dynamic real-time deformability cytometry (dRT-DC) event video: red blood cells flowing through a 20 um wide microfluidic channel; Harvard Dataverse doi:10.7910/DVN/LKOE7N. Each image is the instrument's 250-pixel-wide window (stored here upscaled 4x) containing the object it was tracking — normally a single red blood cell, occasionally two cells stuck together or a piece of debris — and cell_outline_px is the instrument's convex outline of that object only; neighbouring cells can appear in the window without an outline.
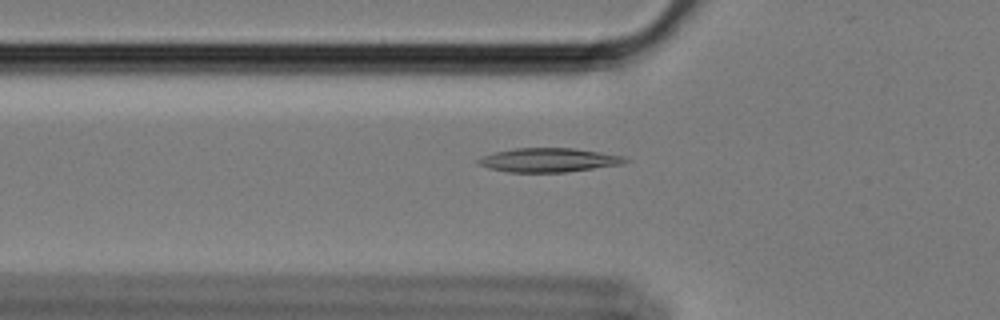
{"species": "Egyptian fruit bat (a non-hibernating species)", "species_latin": "Rousettus aegyptiacus", "temperature_condition": "cold", "stored_images_in_passage": 57, "camera_frame_rate_fps": 3000, "um_per_image_px": 0.085, "animal": {"sex": "female"}, "frame": {"image": 1, "passage_image": 18, "time_ms": 5.667, "image_size_px": [1000, 320], "cell_outline_px": [[632, 160], [624, 164], [564, 172], [508, 172], [488, 168], [476, 164], [476, 160], [480, 156], [496, 152], [516, 148], [572, 148], [600, 152], [624, 156]], "centroid_in_image_um": [46.63, 13.6], "position_along_channel_um": 79.2, "area_um2": 20.63}}
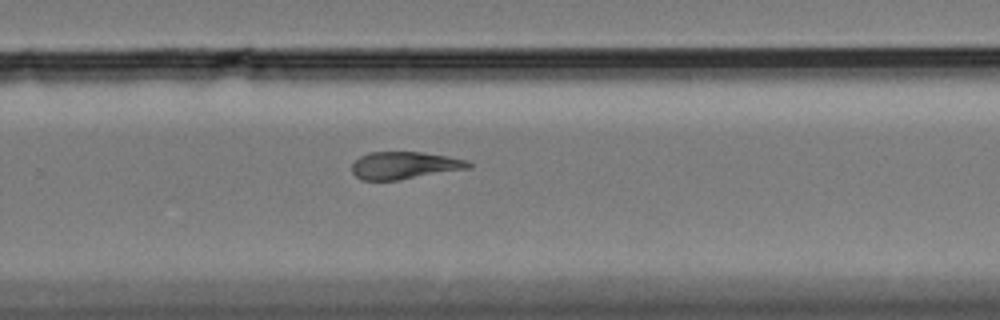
{"frame": {"image": 2, "passage_image": 37, "time_ms": 12.0, "image_size_px": [1000, 320], "cell_outline_px": [[472, 168], [400, 180], [364, 180], [356, 176], [352, 172], [352, 164], [360, 156], [368, 152], [420, 152], [448, 156], [468, 160], [472, 164]], "centroid_in_image_um": [34.42, 14.06], "position_along_channel_um": 295.4, "area_um2": 18.73}}
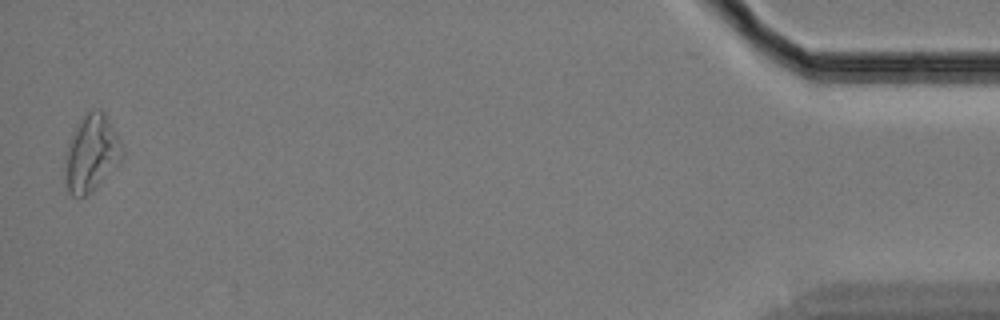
{"frame": {"image": 3, "passage_image": 56, "time_ms": 18.333, "image_size_px": [1000, 320], "cell_outline_px": [[124, 156], [120, 164], [92, 192], [84, 196], [72, 196], [68, 192], [64, 160], [64, 156], [72, 136], [84, 112], [100, 108], [104, 112], [116, 132], [120, 140], [124, 152]], "centroid_in_image_um": [7.8, 13.04], "position_along_channel_um": 427.4, "area_um2": 25.72}, "authors_computed_cell_mechanics": {"area_um2": 20.6346, "velocity_mm_per_s": 3.4086, "shape_relaxation_time_tau1_ms": null, "shape_relaxation_time_tau2_ms": 5.5823, "deformation_change_tau1": null, "deformation_change_tau2": 0.1407}}